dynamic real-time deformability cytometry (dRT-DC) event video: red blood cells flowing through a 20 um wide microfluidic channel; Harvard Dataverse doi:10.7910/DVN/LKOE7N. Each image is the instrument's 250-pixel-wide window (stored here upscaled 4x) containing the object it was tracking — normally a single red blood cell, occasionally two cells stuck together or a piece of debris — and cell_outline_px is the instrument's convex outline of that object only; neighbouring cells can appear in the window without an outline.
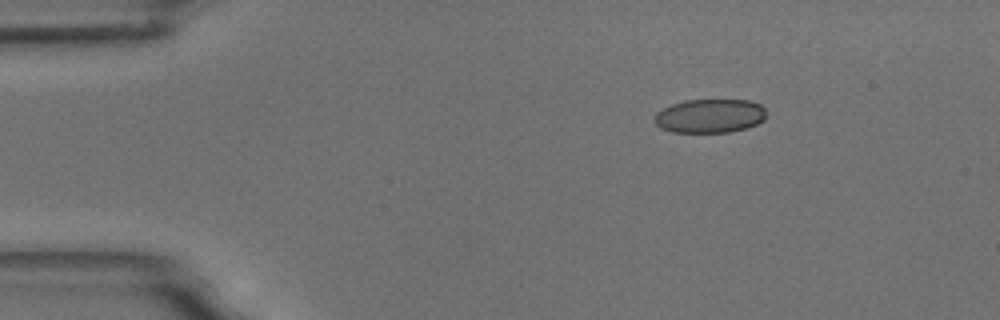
{"species": "common noctule bat (a hibernating species)", "species_latin": "Nyctalus noctula", "temperature_condition": "room temperature", "stored_images_in_passage": 3, "camera_frame_rate_fps": 3000, "um_per_image_px": 0.085, "animal": {"sex": "male", "body_mass_g": 18.8}, "frame": {"image": 1, "passage_image": 1, "time_ms": 0.0, "image_size_px": [1000, 320], "cell_outline_px": [[768, 116], [764, 120], [748, 128], [732, 132], [672, 132], [660, 128], [652, 120], [656, 112], [672, 104], [684, 100], [748, 100], [760, 104], [764, 108]], "centroid_in_image_um": [60.34, 9.86], "position_along_channel_um": 24.7, "area_um2": 22.37}}